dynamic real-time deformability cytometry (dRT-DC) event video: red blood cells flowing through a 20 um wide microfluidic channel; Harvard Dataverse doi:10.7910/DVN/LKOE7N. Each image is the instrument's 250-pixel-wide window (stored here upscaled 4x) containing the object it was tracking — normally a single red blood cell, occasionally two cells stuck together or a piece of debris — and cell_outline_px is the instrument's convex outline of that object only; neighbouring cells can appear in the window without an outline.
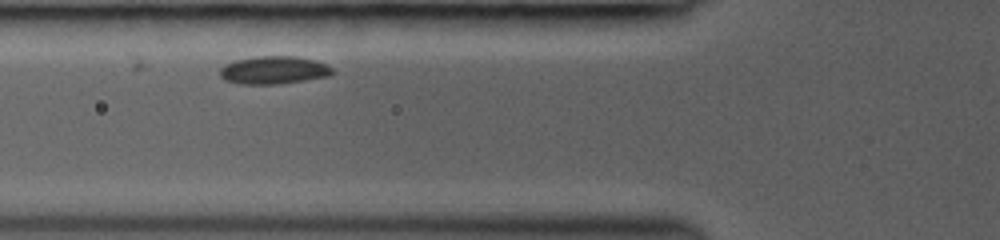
{"species": "common noctule bat (a hibernating species)", "species_latin": "Nyctalus noctula", "temperature_condition": "room temperature", "stored_images_in_passage": 26, "camera_frame_rate_fps": 3000, "um_per_image_px": 0.085, "animal": {"sex": "female", "body_mass_g": 19.0, "forearm_length_mm": 53.3}, "frame": {"image": 1, "passage_image": 6, "time_ms": 1.333, "image_size_px": [1000, 240], "cell_outline_px": [[336, 72], [332, 76], [280, 84], [240, 84], [224, 80], [220, 76], [220, 68], [224, 64], [236, 60], [256, 56], [296, 56], [316, 60], [328, 64]], "centroid_in_image_um": [23.32, 5.96], "position_along_channel_um": 102.5, "area_um2": 18.67}}
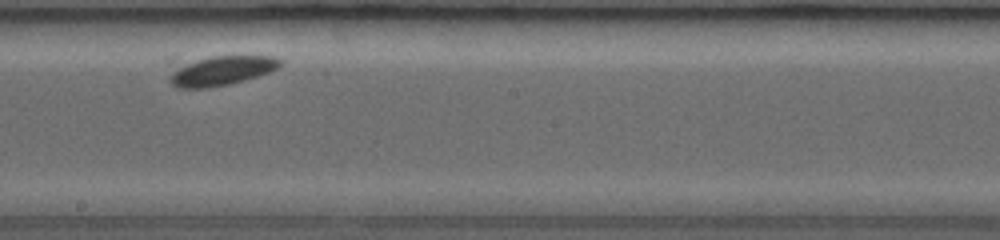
{"frame": {"image": 2, "passage_image": 16, "time_ms": 4.667, "image_size_px": [1000, 240], "cell_outline_px": [[280, 68], [244, 80], [228, 84], [208, 88], [176, 88], [168, 80], [168, 56], [276, 56], [280, 60]], "centroid_in_image_um": [18.45, 5.93], "position_along_channel_um": 229.8, "area_um2": 20.98}}
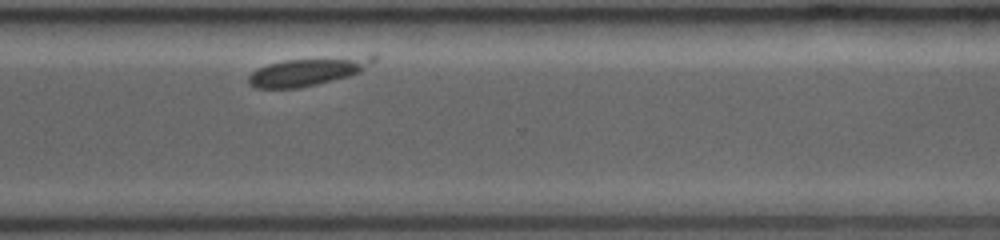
{"frame": {"image": 3, "passage_image": 24, "time_ms": 7.667, "image_size_px": [1000, 240], "cell_outline_px": [[376, 60], [372, 64], [360, 72], [348, 76], [316, 84], [296, 88], [256, 88], [248, 84], [248, 76], [256, 68], [268, 64], [284, 60], [372, 52], [376, 52]], "centroid_in_image_um": [26.29, 6.0], "position_along_channel_um": 344.3, "area_um2": 21.27}}